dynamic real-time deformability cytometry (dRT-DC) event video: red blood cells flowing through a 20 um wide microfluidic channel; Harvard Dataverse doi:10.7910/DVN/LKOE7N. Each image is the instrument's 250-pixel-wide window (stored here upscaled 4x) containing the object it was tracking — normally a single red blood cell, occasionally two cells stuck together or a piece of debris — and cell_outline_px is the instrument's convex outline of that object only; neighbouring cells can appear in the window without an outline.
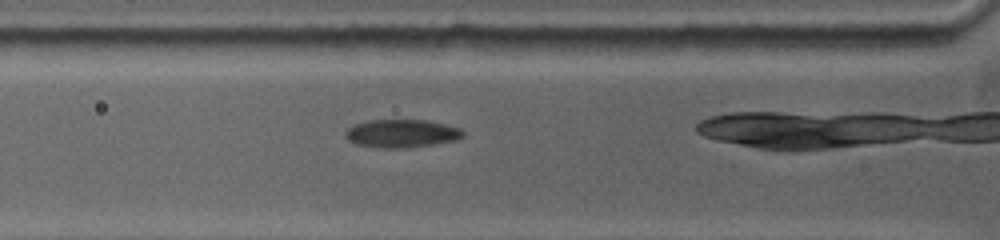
{"species": "common noctule bat (a hibernating species)", "species_latin": "Nyctalus noctula", "temperature_condition": "warm", "stored_images_in_passage": 27, "camera_frame_rate_fps": 5000, "um_per_image_px": 0.085, "animal": {"sex": "female", "body_mass_g": 19.0, "forearm_length_mm": 53.3}, "frame": {"image": 1, "passage_image": 5, "time_ms": 1.8, "image_size_px": [1000, 240], "cell_outline_px": [[464, 136], [456, 140], [408, 148], [384, 148], [356, 144], [348, 140], [344, 136], [344, 132], [348, 128], [356, 124], [368, 120], [424, 120], [444, 124], [460, 128], [464, 132]], "centroid_in_image_um": [34.12, 11.35], "position_along_channel_um": 91.7, "area_um2": 19.19}}
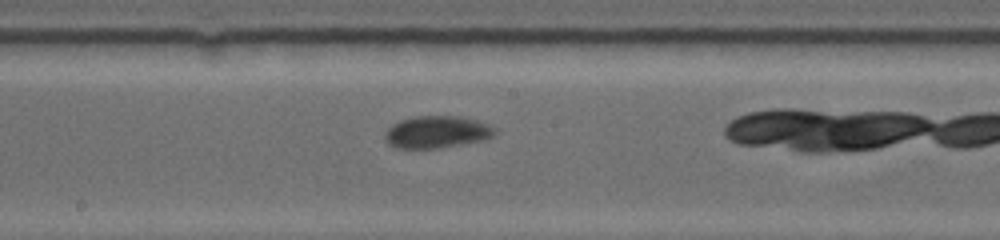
{"frame": {"image": 2, "passage_image": 13, "time_ms": 5.0, "image_size_px": [1000, 240], "cell_outline_px": [[496, 132], [492, 136], [484, 140], [436, 148], [396, 148], [388, 144], [384, 140], [384, 132], [392, 124], [400, 120], [416, 116], [460, 116], [476, 120], [488, 124], [496, 128]], "centroid_in_image_um": [37.1, 11.21], "position_along_channel_um": 211.1, "area_um2": 20.63}}
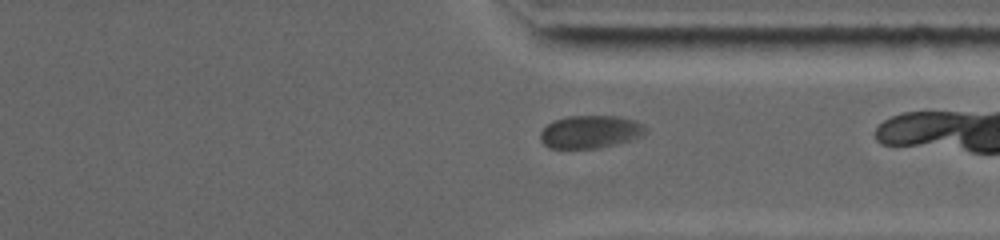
{"frame": {"image": 3, "passage_image": 23, "time_ms": 9.0, "image_size_px": [1000, 240], "cell_outline_px": [[648, 132], [644, 136], [632, 140], [600, 148], [548, 148], [540, 140], [540, 132], [552, 120], [568, 116], [620, 116], [636, 120], [644, 124], [648, 128]], "centroid_in_image_um": [50.24, 11.2], "position_along_channel_um": 361.2, "area_um2": 20.58}, "authors_computed_cell_mechanics": {"area_um2": 20.1144, "velocity_mm_per_s": 3.7353, "shape_relaxation_time_tau1_ms": 2.7826, "shape_relaxation_time_tau2_ms": null, "deformation_change_tau1": 0.0759, "deformation_change_tau2": null}}